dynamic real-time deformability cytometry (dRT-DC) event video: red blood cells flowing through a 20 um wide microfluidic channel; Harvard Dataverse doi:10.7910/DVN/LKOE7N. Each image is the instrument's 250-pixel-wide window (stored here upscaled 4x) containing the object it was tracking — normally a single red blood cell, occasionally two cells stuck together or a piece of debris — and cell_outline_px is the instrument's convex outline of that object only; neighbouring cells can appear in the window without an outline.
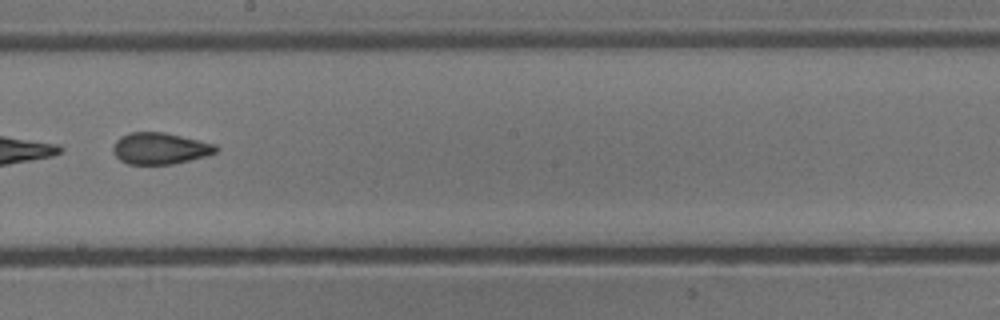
{"species": "common noctule bat (a hibernating species)", "species_latin": "Nyctalus noctula", "temperature_condition": "cold", "stored_images_in_passage": 9, "camera_frame_rate_fps": 3000, "um_per_image_px": 0.085, "animal": {"sex": "male", "body_mass_g": 13.3}, "frame": {"image": 1, "passage_image": 7, "time_ms": 7.0, "image_size_px": [1000, 320], "cell_outline_px": [[220, 148], [216, 152], [204, 156], [172, 164], [128, 164], [120, 160], [112, 152], [112, 148], [116, 140], [120, 136], [128, 132], [164, 132], [216, 144]], "centroid_in_image_um": [13.57, 12.6], "position_along_channel_um": 234.6, "area_um2": 18.9}}
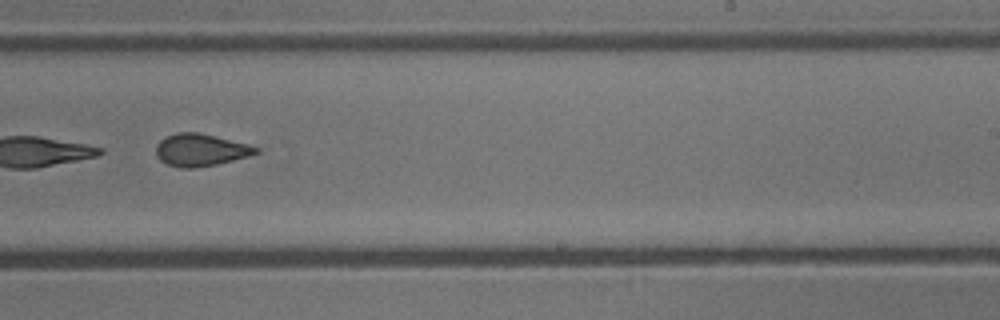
{"frame": {"image": 2, "passage_image": 8, "time_ms": 8.0, "image_size_px": [1000, 320], "cell_outline_px": [[260, 152], [248, 156], [216, 164], [196, 168], [180, 168], [168, 164], [160, 160], [156, 156], [156, 144], [160, 140], [176, 132], [200, 132], [248, 144], [260, 148]], "centroid_in_image_um": [17.04, 12.74], "position_along_channel_um": 272.0, "area_um2": 18.84}}